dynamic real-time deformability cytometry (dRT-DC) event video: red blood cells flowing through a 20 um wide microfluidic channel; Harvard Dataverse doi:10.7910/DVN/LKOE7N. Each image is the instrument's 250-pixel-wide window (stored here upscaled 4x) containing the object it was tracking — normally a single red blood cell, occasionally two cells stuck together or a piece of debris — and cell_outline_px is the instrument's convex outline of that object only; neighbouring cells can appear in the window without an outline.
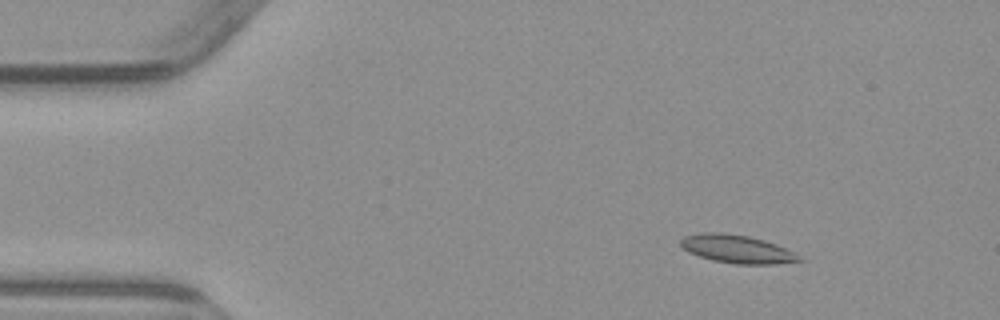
{"species": "common noctule bat (a hibernating species)", "species_latin": "Nyctalus noctula", "temperature_condition": "warm", "stored_images_in_passage": 3, "camera_frame_rate_fps": 3000, "um_per_image_px": 0.085, "animal": {"sex": "male", "body_mass_g": 23.1, "forearm_length_mm": 52.7}, "frame": {"image": 1, "passage_image": 2, "time_ms": 1.0, "image_size_px": [1000, 320], "cell_outline_px": [[808, 260], [772, 264], [736, 264], [712, 260], [688, 252], [680, 244], [680, 240], [684, 236], [700, 232], [724, 232], [748, 236], [764, 240], [776, 244]], "centroid_in_image_um": [62.64, 21.16], "position_along_channel_um": 22.4, "area_um2": 19.48}}